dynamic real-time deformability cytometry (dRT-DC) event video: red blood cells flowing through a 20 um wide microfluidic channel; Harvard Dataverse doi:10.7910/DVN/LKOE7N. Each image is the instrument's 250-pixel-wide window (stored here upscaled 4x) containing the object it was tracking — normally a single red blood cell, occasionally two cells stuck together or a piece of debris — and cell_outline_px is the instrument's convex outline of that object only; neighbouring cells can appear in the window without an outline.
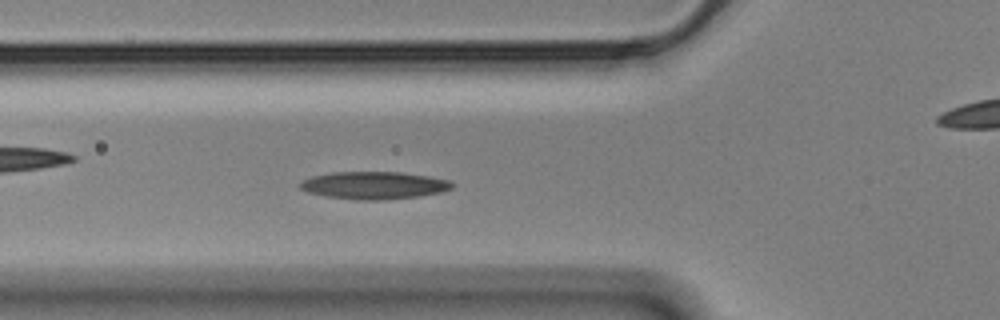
{"species": "Egyptian fruit bat (a non-hibernating species)", "species_latin": "Rousettus aegyptiacus", "temperature_condition": "cold", "stored_images_in_passage": 57, "camera_frame_rate_fps": 3000, "um_per_image_px": 0.085, "animal": {"sex": "male"}, "frame": {"image": 1, "passage_image": 19, "time_ms": 6.0, "image_size_px": [1000, 320], "cell_outline_px": [[452, 188], [444, 192], [420, 196], [384, 200], [356, 200], [324, 196], [308, 192], [300, 188], [296, 184], [300, 180], [312, 176], [332, 172], [400, 172], [428, 176], [448, 180], [452, 184]], "centroid_in_image_um": [31.74, 15.76], "position_along_channel_um": 94.1, "area_um2": 24.62}}
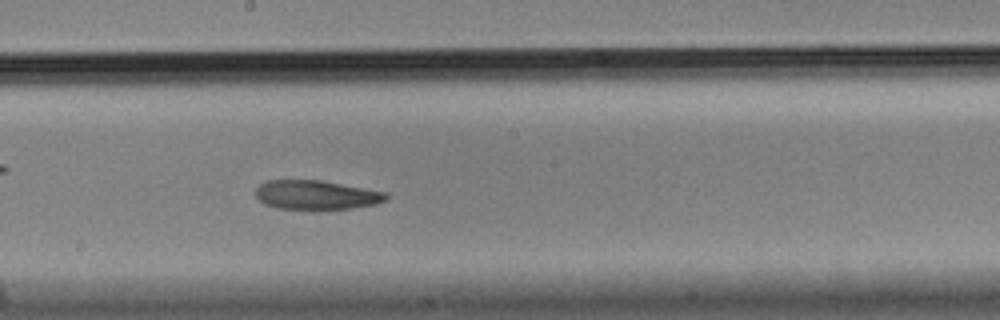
{"frame": {"image": 2, "passage_image": 30, "time_ms": 9.667, "image_size_px": [1000, 320], "cell_outline_px": [[388, 200], [376, 204], [352, 208], [276, 208], [264, 204], [256, 196], [256, 188], [260, 184], [268, 180], [320, 180], [388, 192]], "centroid_in_image_um": [26.91, 16.55], "position_along_channel_um": 221.3, "area_um2": 21.96}}
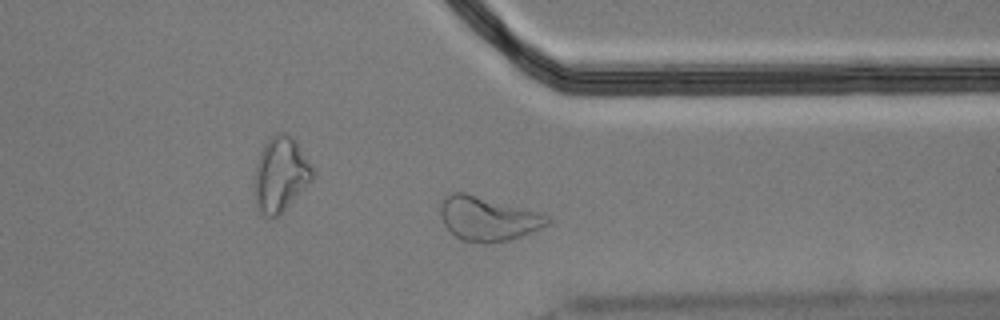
{"frame": {"image": 3, "passage_image": 43, "time_ms": 14.0, "image_size_px": [1000, 320], "cell_outline_px": [[552, 220], [548, 224], [540, 228], [520, 236], [508, 240], [492, 244], [484, 244], [464, 240], [456, 236], [444, 224], [440, 212], [440, 204], [452, 192], [464, 192], [544, 212]], "centroid_in_image_um": [41.52, 18.58], "position_along_channel_um": 369.9, "area_um2": 27.63}}